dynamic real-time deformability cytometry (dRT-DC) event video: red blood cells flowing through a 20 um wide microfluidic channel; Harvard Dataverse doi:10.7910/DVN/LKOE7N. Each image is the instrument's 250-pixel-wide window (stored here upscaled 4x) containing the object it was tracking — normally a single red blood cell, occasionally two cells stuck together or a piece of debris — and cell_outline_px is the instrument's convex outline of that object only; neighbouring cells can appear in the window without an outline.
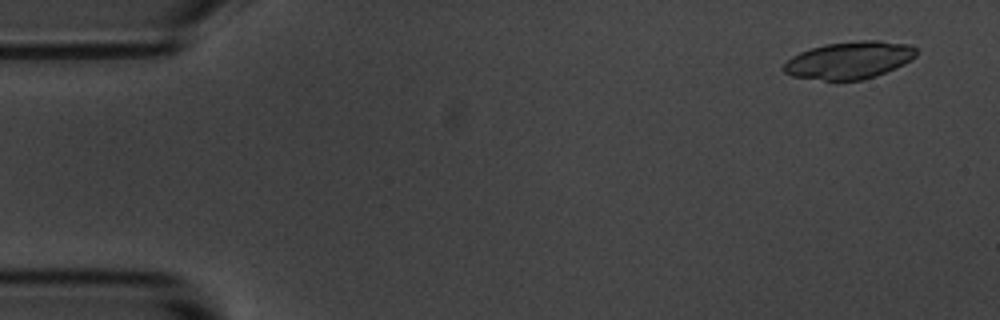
{"species": "common noctule bat (a hibernating species)", "species_latin": "Nyctalus noctula", "temperature_condition": "room temperature", "stored_images_in_passage": 4, "camera_frame_rate_fps": 3000, "um_per_image_px": 0.085, "animal": {"sex": "male", "body_mass_g": 20.1, "forearm_length_mm": 53.5}, "frame": {"image": 1, "passage_image": 1, "time_ms": 0.0, "image_size_px": [1000, 320], "cell_outline_px": [[916, 56], [904, 64], [876, 76], [864, 80], [824, 80], [792, 76], [784, 72], [784, 64], [792, 56], [800, 52], [824, 44], [860, 40], [880, 40], [908, 44], [916, 48]], "centroid_in_image_um": [72.21, 5.11], "position_along_channel_um": 12.8, "area_um2": 28.78}}